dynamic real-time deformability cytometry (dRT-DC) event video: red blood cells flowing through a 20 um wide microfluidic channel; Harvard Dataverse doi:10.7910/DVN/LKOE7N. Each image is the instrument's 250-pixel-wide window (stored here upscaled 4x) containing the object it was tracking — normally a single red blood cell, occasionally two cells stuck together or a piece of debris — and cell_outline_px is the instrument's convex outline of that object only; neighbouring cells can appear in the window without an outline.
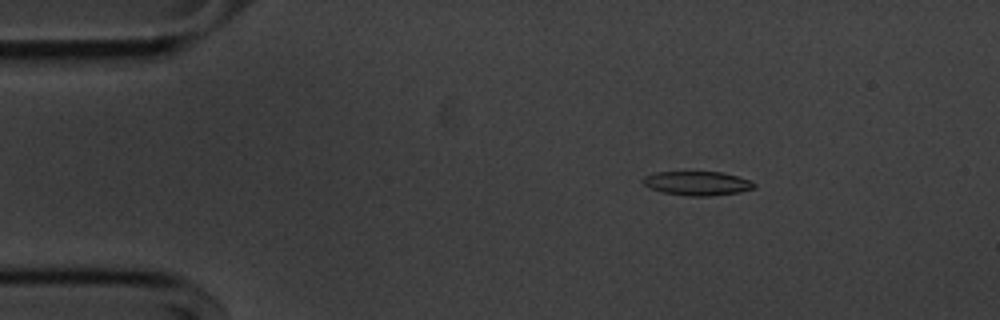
{"species": "common noctule bat (a hibernating species)", "species_latin": "Nyctalus noctula", "temperature_condition": "cold", "stored_images_in_passage": 55, "camera_frame_rate_fps": 3000, "um_per_image_px": 0.085, "animal": {"sex": "male", "body_mass_g": 20.1, "forearm_length_mm": 53.5}, "frame": {"image": 1, "passage_image": 9, "time_ms": 2.667, "image_size_px": [1000, 320], "cell_outline_px": [[756, 188], [740, 192], [712, 196], [688, 196], [664, 192], [652, 188], [644, 184], [640, 180], [644, 176], [656, 172], [720, 172], [752, 180], [756, 184]], "centroid_in_image_um": [59.31, 15.58], "position_along_channel_um": 25.7, "area_um2": 15.61}}
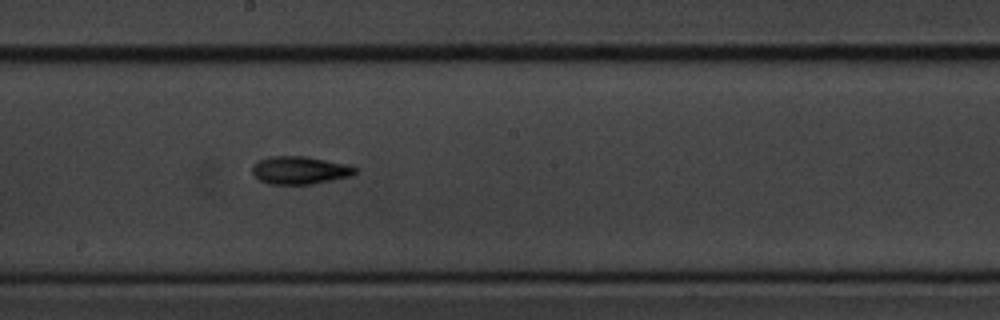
{"frame": {"image": 2, "passage_image": 30, "time_ms": 9.667, "image_size_px": [1000, 320], "cell_outline_px": [[360, 168], [356, 172], [348, 176], [332, 180], [312, 184], [272, 184], [260, 180], [252, 172], [252, 164], [268, 156], [308, 156], [348, 164]], "centroid_in_image_um": [25.51, 14.45], "position_along_channel_um": 222.7, "area_um2": 16.76}}
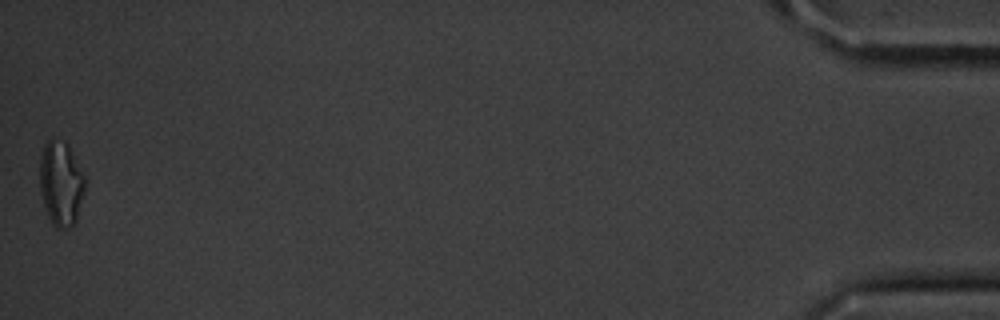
{"frame": {"image": 3, "passage_image": 55, "time_ms": 18.0, "image_size_px": [1000, 320], "cell_outline_px": [[84, 188], [76, 220], [68, 228], [56, 228], [52, 224], [48, 216], [40, 192], [40, 156], [44, 144], [52, 136], [64, 140], [68, 144], [84, 176]], "centroid_in_image_um": [5.15, 15.54], "position_along_channel_um": 430.1, "area_um2": 22.2}, "authors_computed_cell_mechanics": {"area_um2": 16.2418, "velocity_mm_per_s": 3.6385, "shape_relaxation_time_tau1_ms": 3.561, "shape_relaxation_time_tau2_ms": null, "deformation_change_tau1": 0.1068, "deformation_change_tau2": null}}